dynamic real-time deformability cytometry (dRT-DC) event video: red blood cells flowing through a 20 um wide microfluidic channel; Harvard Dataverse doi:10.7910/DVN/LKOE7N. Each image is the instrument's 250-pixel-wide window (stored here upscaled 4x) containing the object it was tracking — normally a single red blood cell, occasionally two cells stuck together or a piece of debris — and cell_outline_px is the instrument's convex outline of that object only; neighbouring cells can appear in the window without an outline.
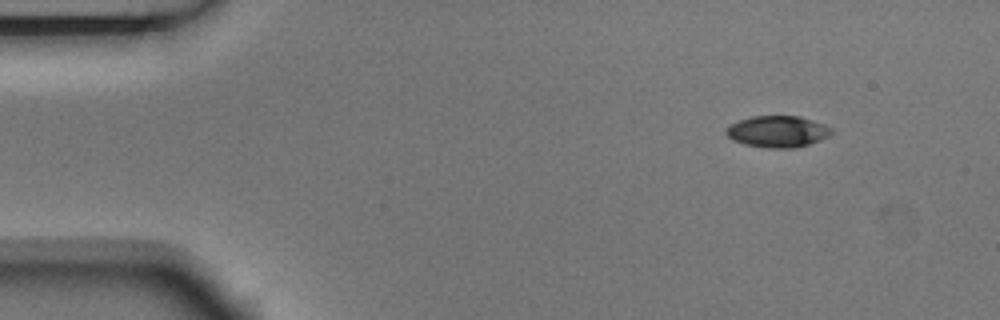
{"species": "Egyptian fruit bat (a non-hibernating species)", "species_latin": "Rousettus aegyptiacus", "temperature_condition": "room temperature", "stored_images_in_passage": 5, "segment_of_instrument_passage": [1, 2], "camera_frame_rate_fps": 3000, "um_per_image_px": 0.085, "animal": {"sex": "male"}, "frame": {"image": 1, "passage_image": 1, "time_ms": 0.0, "image_size_px": [1000, 320], "cell_outline_px": [[832, 132], [828, 136], [820, 140], [808, 144], [792, 148], [768, 148], [744, 144], [732, 140], [724, 132], [732, 124], [740, 120], [752, 116], [800, 116], [824, 124], [832, 128]], "centroid_in_image_um": [66.1, 11.18], "position_along_channel_um": 18.9, "area_um2": 19.19}}
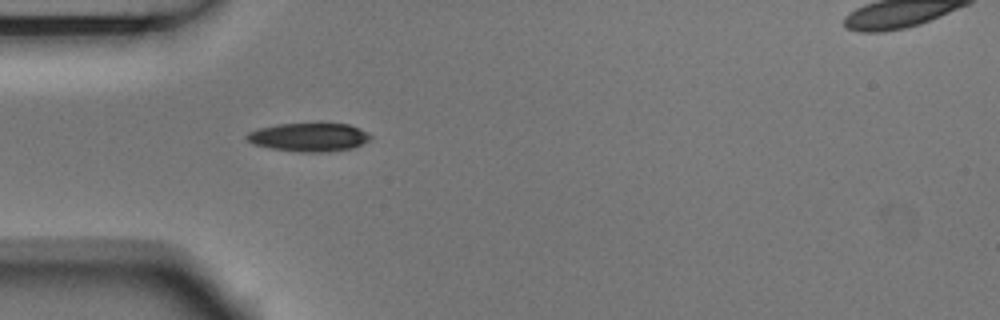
{"frame": {"image": 2, "passage_image": 4, "time_ms": 1.0, "image_size_px": [1000, 320], "cell_outline_px": [[372, 136], [368, 140], [352, 148], [328, 152], [296, 152], [268, 148], [252, 144], [244, 136], [248, 132], [260, 128], [280, 124], [348, 124], [360, 128], [368, 132]], "centroid_in_image_um": [26.24, 11.67], "position_along_channel_um": 58.8, "area_um2": 20.52}}